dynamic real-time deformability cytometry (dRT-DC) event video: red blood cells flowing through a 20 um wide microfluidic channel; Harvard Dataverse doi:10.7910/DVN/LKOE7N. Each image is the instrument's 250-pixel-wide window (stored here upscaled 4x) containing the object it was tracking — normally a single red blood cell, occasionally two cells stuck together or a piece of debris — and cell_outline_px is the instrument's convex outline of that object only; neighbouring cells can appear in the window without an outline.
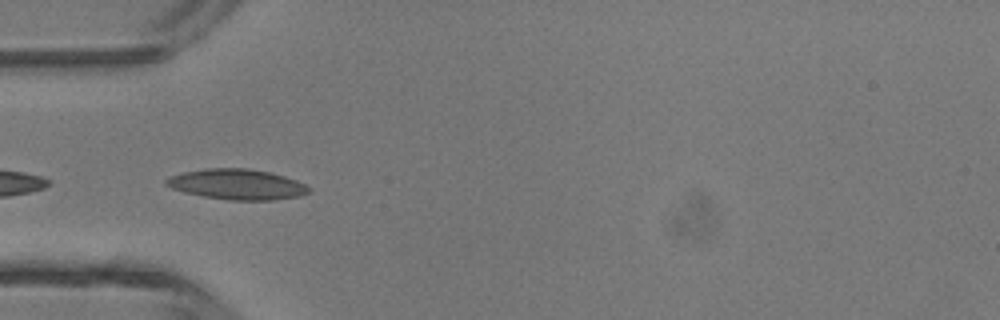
{"species": "common noctule bat (a hibernating species)", "species_latin": "Nyctalus noctula", "temperature_condition": "room temperature", "stored_images_in_passage": 4, "camera_frame_rate_fps": 3000, "um_per_image_px": 0.085, "animal": {"sex": "male", "body_mass_g": 13.3}, "frame": {"image": 1, "passage_image": 3, "time_ms": 0.667, "image_size_px": [1000, 320], "cell_outline_px": [[308, 192], [300, 196], [272, 200], [228, 200], [204, 196], [184, 192], [172, 188], [164, 184], [164, 180], [172, 176], [184, 172], [204, 168], [248, 168], [272, 172], [296, 180], [304, 184], [308, 188]], "centroid_in_image_um": [20.13, 15.66], "position_along_channel_um": 64.9, "area_um2": 25.2}}
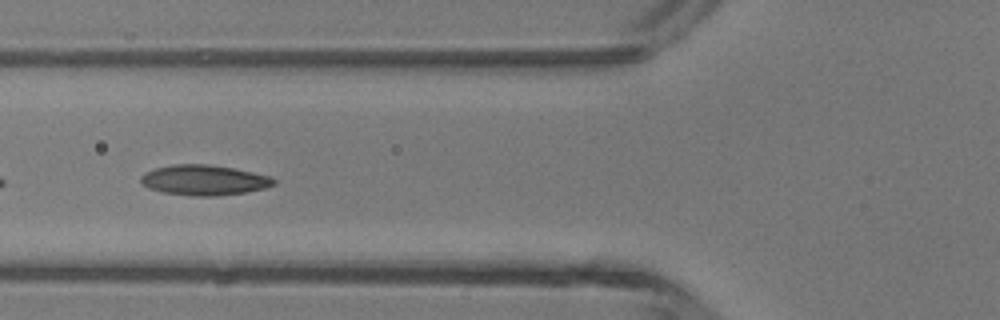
{"frame": {"image": 2, "passage_image": 4, "time_ms": 1.0, "image_size_px": [1000, 320], "cell_outline_px": [[276, 184], [264, 188], [244, 192], [216, 196], [192, 196], [164, 192], [148, 188], [140, 180], [140, 176], [144, 172], [156, 168], [172, 164], [208, 164], [232, 168], [272, 176], [276, 180]], "centroid_in_image_um": [17.35, 15.3], "position_along_channel_um": 108.5, "area_um2": 23.41}}